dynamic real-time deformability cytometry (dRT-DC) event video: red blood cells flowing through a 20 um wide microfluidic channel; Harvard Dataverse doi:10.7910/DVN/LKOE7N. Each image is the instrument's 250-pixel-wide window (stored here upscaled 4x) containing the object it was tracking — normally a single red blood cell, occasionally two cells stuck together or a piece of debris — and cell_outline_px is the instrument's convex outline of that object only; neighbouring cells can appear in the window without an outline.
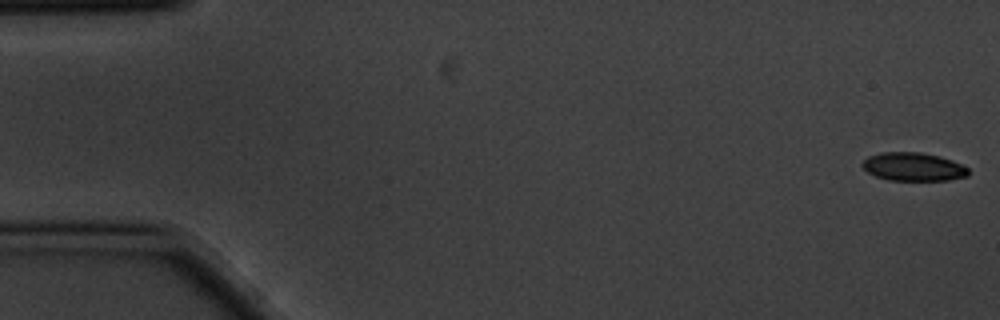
{"species": "common noctule bat (a hibernating species)", "species_latin": "Nyctalus noctula", "temperature_condition": "cold", "stored_images_in_passage": 6, "camera_frame_rate_fps": 3000, "um_per_image_px": 0.085, "animal": {"sex": "male", "body_mass_g": 20.1, "forearm_length_mm": 53.5}, "frame": {"image": 1, "passage_image": 1, "time_ms": 0.0, "image_size_px": [1000, 320], "cell_outline_px": [[968, 176], [948, 180], [888, 180], [876, 176], [868, 172], [860, 164], [868, 156], [880, 152], [920, 152], [940, 156], [952, 160], [968, 168]], "centroid_in_image_um": [77.62, 14.17], "position_along_channel_um": 7.4, "area_um2": 17.51}}
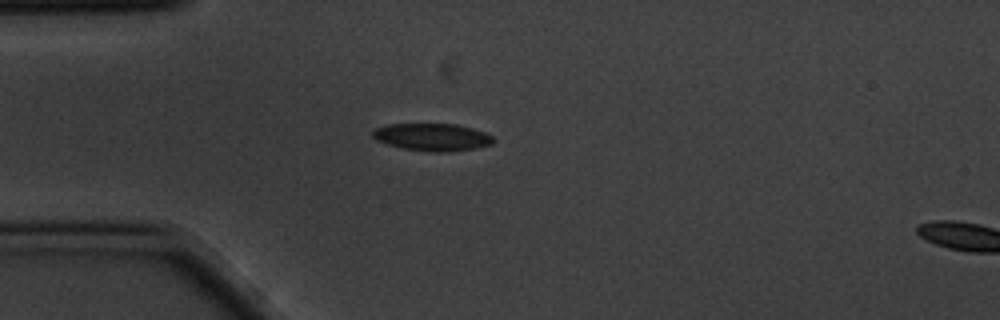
{"frame": {"image": 2, "passage_image": 5, "time_ms": 1.333, "image_size_px": [1000, 320], "cell_outline_px": [[492, 144], [476, 148], [452, 152], [428, 152], [404, 148], [388, 144], [376, 140], [372, 136], [372, 132], [376, 128], [388, 124], [456, 124], [472, 128], [484, 132], [492, 136]], "centroid_in_image_um": [36.74, 11.66], "position_along_channel_um": 48.3, "area_um2": 19.25}}